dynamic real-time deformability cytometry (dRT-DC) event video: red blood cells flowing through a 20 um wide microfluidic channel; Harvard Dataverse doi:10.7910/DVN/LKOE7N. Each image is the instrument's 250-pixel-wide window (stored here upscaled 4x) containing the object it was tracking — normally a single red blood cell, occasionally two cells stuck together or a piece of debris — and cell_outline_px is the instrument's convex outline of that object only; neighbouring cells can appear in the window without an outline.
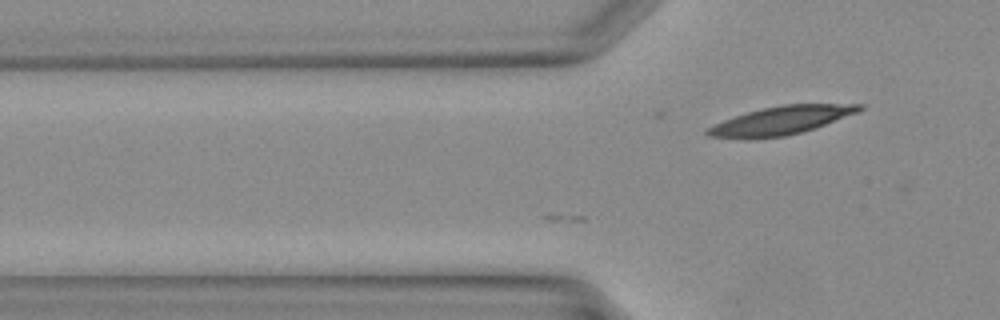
{"species": "Egyptian fruit bat (a non-hibernating species)", "species_latin": "Rousettus aegyptiacus", "temperature_condition": "warm", "stored_images_in_passage": 4, "camera_frame_rate_fps": 3000, "um_per_image_px": 0.085, "animal": {"sex": "female"}, "frame": {"image": 1, "passage_image": 4, "time_ms": 1.0, "image_size_px": [1000, 320], "cell_outline_px": [[864, 108], [860, 112], [816, 128], [784, 136], [756, 140], [744, 140], [708, 136], [704, 132], [712, 124], [748, 112], [764, 108], [784, 104], [864, 104]], "centroid_in_image_um": [66.38, 10.26], "position_along_channel_um": 59.4, "area_um2": 25.43}}